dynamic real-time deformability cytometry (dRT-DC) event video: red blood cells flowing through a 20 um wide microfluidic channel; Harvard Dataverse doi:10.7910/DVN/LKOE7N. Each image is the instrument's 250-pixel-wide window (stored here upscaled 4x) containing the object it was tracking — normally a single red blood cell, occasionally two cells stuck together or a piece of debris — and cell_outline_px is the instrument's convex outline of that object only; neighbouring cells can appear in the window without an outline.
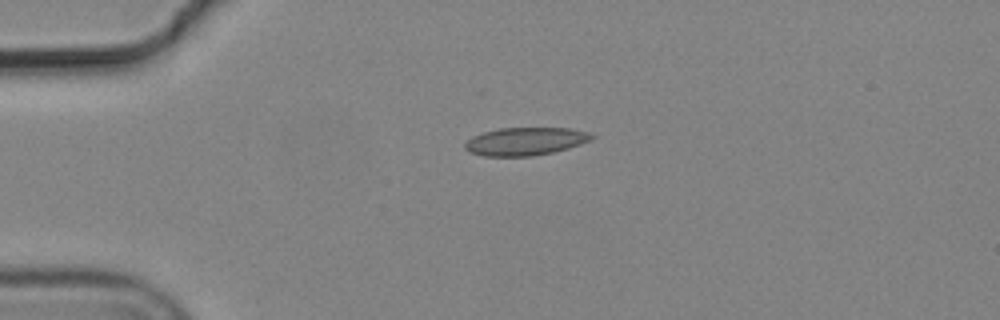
{"species": "common noctule bat (a hibernating species)", "species_latin": "Nyctalus noctula", "temperature_condition": "cold", "stored_images_in_passage": 2, "camera_frame_rate_fps": 3000, "um_per_image_px": 0.085, "animal": {"sex": "male", "body_mass_g": 19.2, "forearm_length_mm": 51.8}, "frame": {"image": 1, "passage_image": 2, "time_ms": 0.333, "image_size_px": [1000, 320], "cell_outline_px": [[596, 136], [592, 140], [568, 148], [552, 152], [532, 156], [484, 156], [468, 152], [464, 148], [464, 144], [472, 136], [484, 132], [500, 128], [572, 128], [588, 132]], "centroid_in_image_um": [44.66, 12.01], "position_along_channel_um": 40.3, "area_um2": 20.69}}